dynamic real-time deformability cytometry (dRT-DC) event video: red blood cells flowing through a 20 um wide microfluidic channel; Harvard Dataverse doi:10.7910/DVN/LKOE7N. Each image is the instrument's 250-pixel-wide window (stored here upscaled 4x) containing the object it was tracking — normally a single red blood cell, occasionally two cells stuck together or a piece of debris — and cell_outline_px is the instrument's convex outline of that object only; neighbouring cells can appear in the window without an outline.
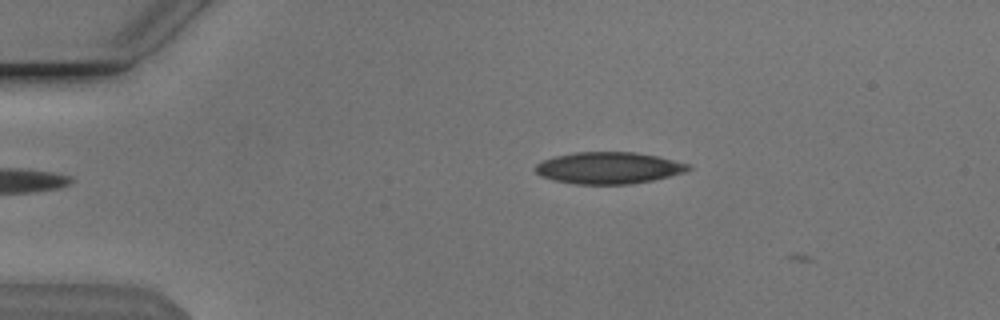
{"species": "Egyptian fruit bat (a non-hibernating species)", "species_latin": "Rousettus aegyptiacus", "temperature_condition": "cold", "stored_images_in_passage": 6, "camera_frame_rate_fps": 3000, "um_per_image_px": 0.085, "animal": {"sex": "male"}, "frame": {"image": 1, "passage_image": 3, "time_ms": 0.667, "image_size_px": [1000, 320], "cell_outline_px": [[692, 168], [684, 172], [652, 180], [628, 184], [576, 184], [556, 180], [540, 176], [536, 172], [536, 164], [544, 160], [556, 156], [576, 152], [636, 152], [656, 156], [692, 164]], "centroid_in_image_um": [51.76, 14.27], "position_along_channel_um": 33.2, "area_um2": 28.03}}